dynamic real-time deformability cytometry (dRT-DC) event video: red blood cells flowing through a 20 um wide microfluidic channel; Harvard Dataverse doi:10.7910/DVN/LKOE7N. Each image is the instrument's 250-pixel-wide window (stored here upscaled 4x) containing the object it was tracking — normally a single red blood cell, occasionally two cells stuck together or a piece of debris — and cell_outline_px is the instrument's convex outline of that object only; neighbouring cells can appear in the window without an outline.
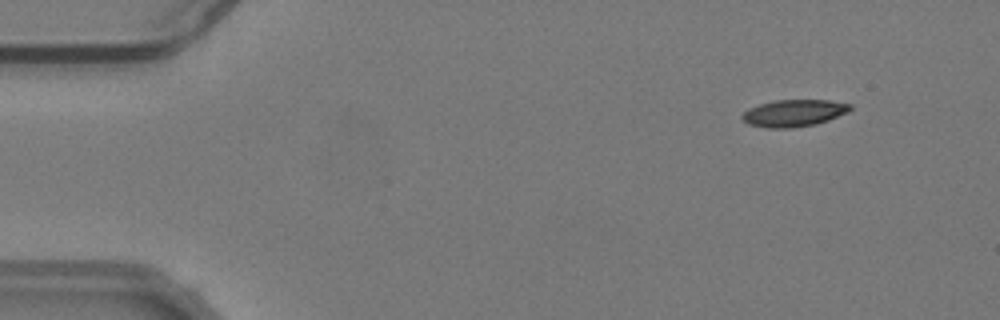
{"species": "common noctule bat (a hibernating species)", "species_latin": "Nyctalus noctula", "temperature_condition": "warm", "stored_images_in_passage": 9, "camera_frame_rate_fps": 3000, "um_per_image_px": 0.085, "animal": {"sex": "male", "body_mass_g": 19.2, "forearm_length_mm": 51.8}, "frame": {"image": 1, "passage_image": 6, "time_ms": 1.667, "image_size_px": [1000, 320], "cell_outline_px": [[852, 108], [848, 112], [828, 120], [816, 124], [792, 128], [768, 128], [748, 124], [740, 116], [748, 108], [760, 104], [776, 100], [828, 100], [852, 104]], "centroid_in_image_um": [67.48, 9.61], "position_along_channel_um": 17.5, "area_um2": 16.99}}